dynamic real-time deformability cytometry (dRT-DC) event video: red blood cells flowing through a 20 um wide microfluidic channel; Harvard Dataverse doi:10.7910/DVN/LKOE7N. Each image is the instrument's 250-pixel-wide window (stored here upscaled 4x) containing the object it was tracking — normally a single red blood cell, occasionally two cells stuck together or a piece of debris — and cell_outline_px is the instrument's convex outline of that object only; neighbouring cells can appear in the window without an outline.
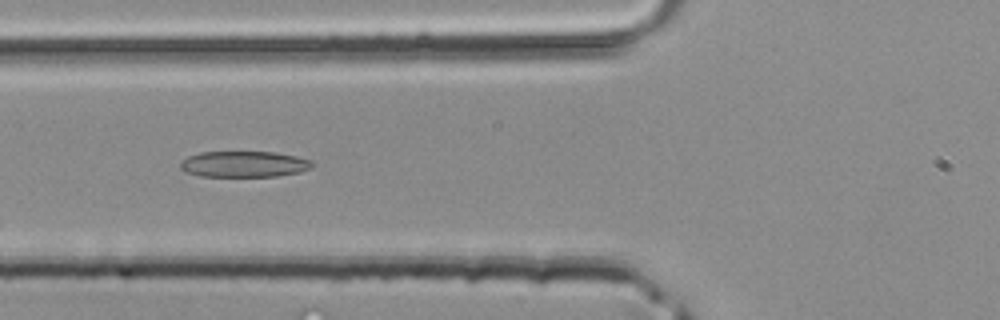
{"species": "common noctule bat (a hibernating species)", "species_latin": "Nyctalus noctula", "temperature_condition": "room temperature", "stored_images_in_passage": 30, "camera_frame_rate_fps": 3000, "um_per_image_px": 0.085, "animal": {"sex": "male", "body_mass_g": 20.4}, "frame": {"image": 1, "passage_image": 4, "time_ms": 1.0, "image_size_px": [1000, 320], "cell_outline_px": [[312, 168], [300, 172], [276, 176], [200, 176], [184, 172], [180, 168], [180, 160], [188, 156], [200, 152], [272, 152], [296, 156], [312, 160]], "centroid_in_image_um": [20.71, 13.95], "position_along_channel_um": 105.1, "area_um2": 20.06}}
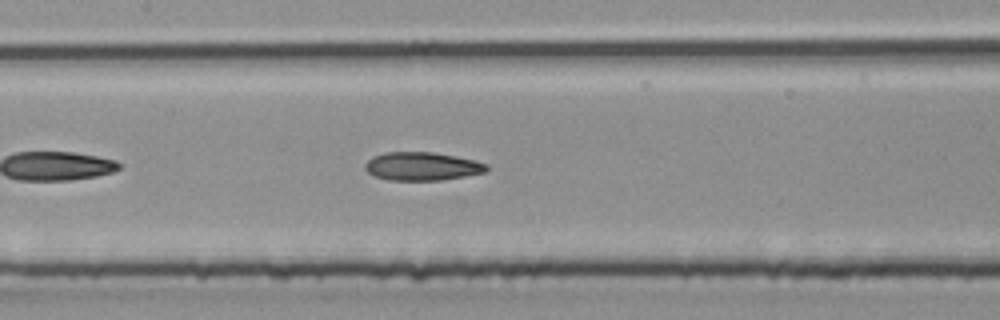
{"frame": {"image": 2, "passage_image": 8, "time_ms": 2.333, "image_size_px": [1000, 320], "cell_outline_px": [[488, 172], [440, 180], [388, 180], [376, 176], [368, 172], [364, 168], [364, 164], [372, 156], [384, 152], [432, 152], [456, 156], [488, 164]], "centroid_in_image_um": [35.86, 14.13], "position_along_channel_um": 171.5, "area_um2": 20.06}}
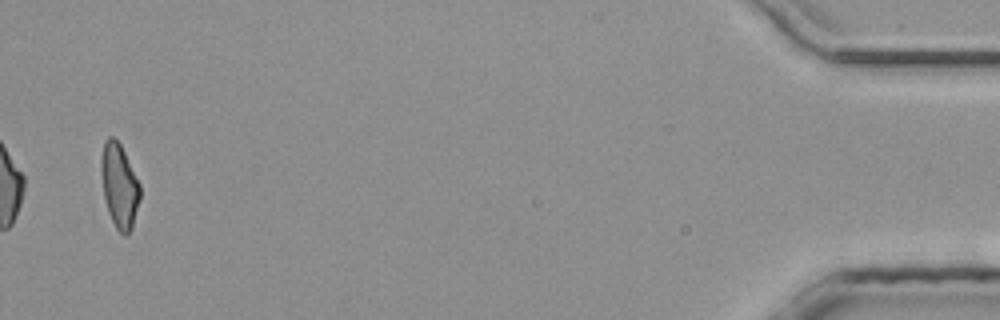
{"frame": {"image": 3, "passage_image": 29, "time_ms": 9.333, "image_size_px": [1000, 320], "cell_outline_px": [[140, 200], [132, 228], [124, 236], [116, 228], [108, 212], [104, 200], [100, 172], [100, 160], [104, 140], [108, 136], [112, 136], [120, 144], [140, 184]], "centroid_in_image_um": [10.12, 15.78], "position_along_channel_um": 425.1, "area_um2": 19.19}}